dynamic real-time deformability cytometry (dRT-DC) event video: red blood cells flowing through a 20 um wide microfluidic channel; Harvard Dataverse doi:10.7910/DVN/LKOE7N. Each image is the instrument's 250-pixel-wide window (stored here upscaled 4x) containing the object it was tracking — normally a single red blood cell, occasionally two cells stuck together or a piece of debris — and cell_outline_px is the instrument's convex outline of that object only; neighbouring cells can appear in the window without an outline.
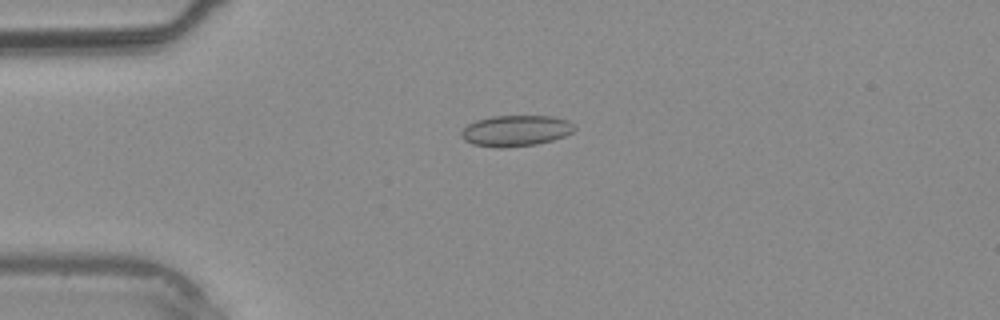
{"species": "common noctule bat (a hibernating species)", "species_latin": "Nyctalus noctula", "temperature_condition": "warm", "stored_images_in_passage": 3, "camera_frame_rate_fps": 3000, "um_per_image_px": 0.085, "animal": {"sex": "male", "body_mass_g": 20.4}, "frame": {"image": 1, "passage_image": 3, "time_ms": 3.0, "image_size_px": [1000, 320], "cell_outline_px": [[576, 128], [572, 132], [564, 136], [552, 140], [536, 144], [500, 148], [496, 148], [472, 144], [464, 140], [460, 136], [460, 132], [468, 124], [476, 120], [492, 116], [552, 116], [568, 120]], "centroid_in_image_um": [43.81, 11.11], "position_along_channel_um": 41.2, "area_um2": 20.46}}